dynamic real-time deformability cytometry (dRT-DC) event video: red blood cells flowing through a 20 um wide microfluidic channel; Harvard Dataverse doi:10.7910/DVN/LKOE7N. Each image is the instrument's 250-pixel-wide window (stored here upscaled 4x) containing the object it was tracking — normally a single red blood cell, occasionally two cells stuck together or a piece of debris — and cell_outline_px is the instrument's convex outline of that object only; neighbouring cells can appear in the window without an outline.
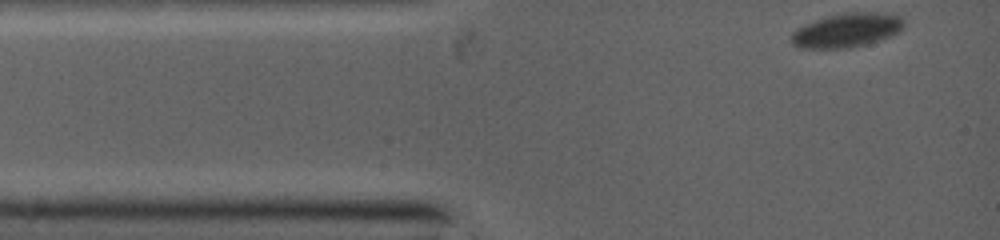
{"species": "common noctule bat (a hibernating species)", "species_latin": "Nyctalus noctula", "temperature_condition": "warm", "stored_images_in_passage": 3, "camera_frame_rate_fps": 5000, "um_per_image_px": 0.085, "animal": {"sex": "female", "body_mass_g": 19.0, "forearm_length_mm": 53.3}, "frame": {"image": 1, "passage_image": 1, "time_ms": 0.0, "image_size_px": [1000, 240], "cell_outline_px": [[900, 28], [896, 32], [888, 36], [864, 44], [840, 48], [800, 48], [792, 44], [792, 36], [800, 28], [808, 24], [832, 16], [852, 12], [860, 12], [896, 16], [900, 20]], "centroid_in_image_um": [71.9, 2.6], "position_along_channel_um": 13.1, "area_um2": 20.58}}
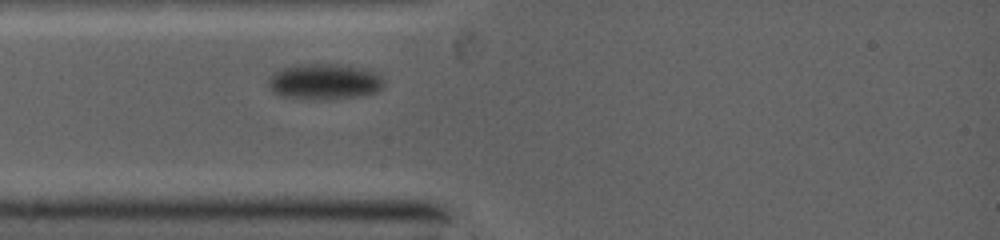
{"frame": {"image": 2, "passage_image": 3, "time_ms": 2.4, "image_size_px": [1000, 240], "cell_outline_px": [[384, 84], [376, 92], [348, 96], [284, 96], [276, 92], [272, 88], [268, 80], [272, 76], [284, 68], [312, 64], [336, 64], [364, 68], [380, 76]], "centroid_in_image_um": [27.64, 6.87], "position_along_channel_um": 57.4, "area_um2": 22.02}}